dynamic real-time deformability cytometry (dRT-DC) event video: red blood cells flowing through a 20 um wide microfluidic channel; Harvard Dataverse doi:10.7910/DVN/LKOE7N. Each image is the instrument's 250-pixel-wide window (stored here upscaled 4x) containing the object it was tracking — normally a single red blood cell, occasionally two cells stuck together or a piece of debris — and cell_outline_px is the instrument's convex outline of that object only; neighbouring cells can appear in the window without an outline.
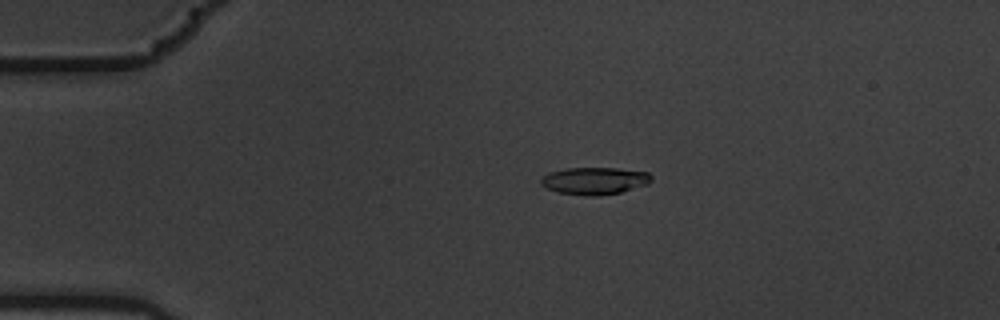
{"species": "common noctule bat (a hibernating species)", "species_latin": "Nyctalus noctula", "temperature_condition": "warm", "stored_images_in_passage": 10, "camera_frame_rate_fps": 3000, "um_per_image_px": 0.085, "animal": {"sex": "male", "body_mass_g": 19.5, "forearm_length_mm": 54.6}, "frame": {"image": 1, "passage_image": 4, "time_ms": 1.0, "image_size_px": [1000, 320], "cell_outline_px": [[652, 180], [648, 184], [620, 192], [600, 196], [584, 196], [560, 192], [548, 188], [540, 184], [540, 180], [544, 176], [552, 172], [568, 168], [616, 168], [648, 172], [652, 176]], "centroid_in_image_um": [50.58, 15.37], "position_along_channel_um": 34.4, "area_um2": 17.4}}
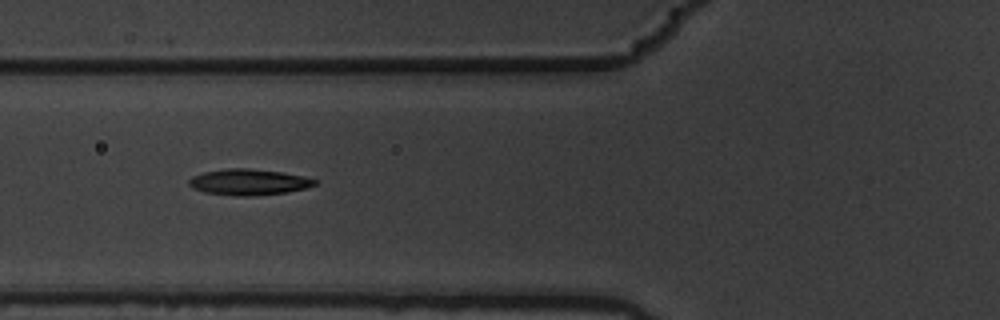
{"frame": {"image": 2, "passage_image": 7, "time_ms": 2.0, "image_size_px": [1000, 320], "cell_outline_px": [[320, 180], [316, 184], [304, 188], [288, 192], [252, 196], [236, 196], [204, 192], [192, 188], [188, 184], [188, 180], [192, 176], [204, 172], [228, 168], [248, 168], [280, 172]], "centroid_in_image_um": [21.11, 15.48], "position_along_channel_um": 104.7, "area_um2": 19.02}}
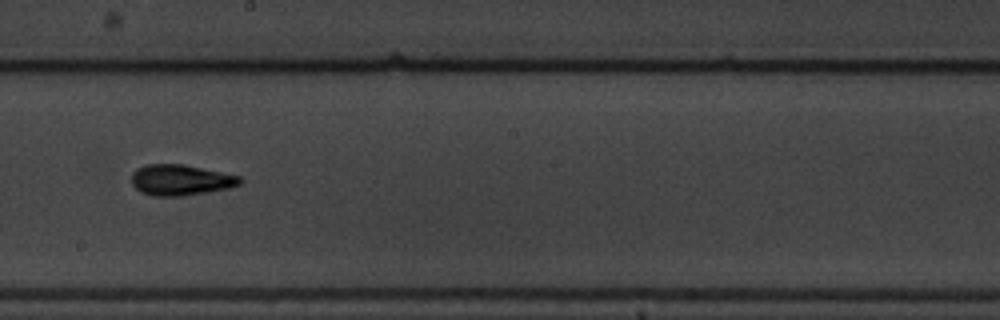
{"frame": {"image": 3, "passage_image": 10, "time_ms": 3.0, "image_size_px": [1000, 320], "cell_outline_px": [[240, 184], [228, 188], [180, 196], [152, 196], [140, 192], [132, 184], [132, 172], [136, 168], [144, 164], [184, 164], [240, 176]], "centroid_in_image_um": [15.29, 15.29], "position_along_channel_um": 232.9, "area_um2": 19.36}}